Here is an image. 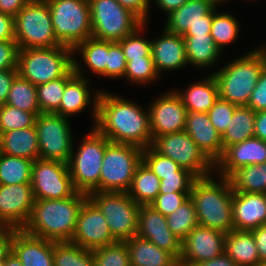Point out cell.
Here are the masks:
<instances>
[{"label": "cell", "mask_w": 266, "mask_h": 266, "mask_svg": "<svg viewBox=\"0 0 266 266\" xmlns=\"http://www.w3.org/2000/svg\"><path fill=\"white\" fill-rule=\"evenodd\" d=\"M88 198L102 212L117 241H125L137 235L140 205L128 192H91Z\"/></svg>", "instance_id": "cell-11"}, {"label": "cell", "mask_w": 266, "mask_h": 266, "mask_svg": "<svg viewBox=\"0 0 266 266\" xmlns=\"http://www.w3.org/2000/svg\"><path fill=\"white\" fill-rule=\"evenodd\" d=\"M117 242L112 236L106 218L88 198L80 209L71 243L87 250H95Z\"/></svg>", "instance_id": "cell-15"}, {"label": "cell", "mask_w": 266, "mask_h": 266, "mask_svg": "<svg viewBox=\"0 0 266 266\" xmlns=\"http://www.w3.org/2000/svg\"><path fill=\"white\" fill-rule=\"evenodd\" d=\"M226 233L197 225L181 242L179 266H195L224 252Z\"/></svg>", "instance_id": "cell-17"}, {"label": "cell", "mask_w": 266, "mask_h": 266, "mask_svg": "<svg viewBox=\"0 0 266 266\" xmlns=\"http://www.w3.org/2000/svg\"><path fill=\"white\" fill-rule=\"evenodd\" d=\"M266 44H260L212 72L219 97L237 106H247L261 71L266 66Z\"/></svg>", "instance_id": "cell-4"}, {"label": "cell", "mask_w": 266, "mask_h": 266, "mask_svg": "<svg viewBox=\"0 0 266 266\" xmlns=\"http://www.w3.org/2000/svg\"><path fill=\"white\" fill-rule=\"evenodd\" d=\"M34 201L31 184L0 185V225L23 229Z\"/></svg>", "instance_id": "cell-18"}, {"label": "cell", "mask_w": 266, "mask_h": 266, "mask_svg": "<svg viewBox=\"0 0 266 266\" xmlns=\"http://www.w3.org/2000/svg\"><path fill=\"white\" fill-rule=\"evenodd\" d=\"M213 4H215L216 6H219L225 2H228L230 0H210ZM220 4V5H219Z\"/></svg>", "instance_id": "cell-64"}, {"label": "cell", "mask_w": 266, "mask_h": 266, "mask_svg": "<svg viewBox=\"0 0 266 266\" xmlns=\"http://www.w3.org/2000/svg\"><path fill=\"white\" fill-rule=\"evenodd\" d=\"M83 139L76 149L74 144L67 164L75 189L88 195L100 183L102 159L110 141L95 127Z\"/></svg>", "instance_id": "cell-6"}, {"label": "cell", "mask_w": 266, "mask_h": 266, "mask_svg": "<svg viewBox=\"0 0 266 266\" xmlns=\"http://www.w3.org/2000/svg\"><path fill=\"white\" fill-rule=\"evenodd\" d=\"M180 90L175 92L188 112L207 113L219 98L218 85L212 73Z\"/></svg>", "instance_id": "cell-27"}, {"label": "cell", "mask_w": 266, "mask_h": 266, "mask_svg": "<svg viewBox=\"0 0 266 266\" xmlns=\"http://www.w3.org/2000/svg\"><path fill=\"white\" fill-rule=\"evenodd\" d=\"M31 185L35 200L64 199L78 192L73 185L68 164L56 160L33 161Z\"/></svg>", "instance_id": "cell-14"}, {"label": "cell", "mask_w": 266, "mask_h": 266, "mask_svg": "<svg viewBox=\"0 0 266 266\" xmlns=\"http://www.w3.org/2000/svg\"><path fill=\"white\" fill-rule=\"evenodd\" d=\"M184 131L214 164L222 157V136L212 125L208 113L188 112Z\"/></svg>", "instance_id": "cell-23"}, {"label": "cell", "mask_w": 266, "mask_h": 266, "mask_svg": "<svg viewBox=\"0 0 266 266\" xmlns=\"http://www.w3.org/2000/svg\"><path fill=\"white\" fill-rule=\"evenodd\" d=\"M33 161L0 153V185L31 184Z\"/></svg>", "instance_id": "cell-37"}, {"label": "cell", "mask_w": 266, "mask_h": 266, "mask_svg": "<svg viewBox=\"0 0 266 266\" xmlns=\"http://www.w3.org/2000/svg\"><path fill=\"white\" fill-rule=\"evenodd\" d=\"M171 232L181 241L198 225L194 203L189 197L179 208L166 216Z\"/></svg>", "instance_id": "cell-42"}, {"label": "cell", "mask_w": 266, "mask_h": 266, "mask_svg": "<svg viewBox=\"0 0 266 266\" xmlns=\"http://www.w3.org/2000/svg\"><path fill=\"white\" fill-rule=\"evenodd\" d=\"M79 54L80 58H75ZM80 59V60H79ZM83 64H82V63ZM82 64V65H81ZM108 64V40H99L89 37L73 48V69L75 74L87 78L84 67L94 75L106 78V65ZM85 65V66H83Z\"/></svg>", "instance_id": "cell-26"}, {"label": "cell", "mask_w": 266, "mask_h": 266, "mask_svg": "<svg viewBox=\"0 0 266 266\" xmlns=\"http://www.w3.org/2000/svg\"><path fill=\"white\" fill-rule=\"evenodd\" d=\"M189 197L190 192L159 194L150 206L159 211L163 216H168L172 212H175V210L179 208Z\"/></svg>", "instance_id": "cell-49"}, {"label": "cell", "mask_w": 266, "mask_h": 266, "mask_svg": "<svg viewBox=\"0 0 266 266\" xmlns=\"http://www.w3.org/2000/svg\"><path fill=\"white\" fill-rule=\"evenodd\" d=\"M147 25L148 22H144L133 33L117 41L121 45L126 61L142 59V57H152L151 39L150 37L146 39L142 34L146 30Z\"/></svg>", "instance_id": "cell-43"}, {"label": "cell", "mask_w": 266, "mask_h": 266, "mask_svg": "<svg viewBox=\"0 0 266 266\" xmlns=\"http://www.w3.org/2000/svg\"><path fill=\"white\" fill-rule=\"evenodd\" d=\"M122 6L130 9L135 13L143 22L148 21L150 15V7L152 0H117Z\"/></svg>", "instance_id": "cell-53"}, {"label": "cell", "mask_w": 266, "mask_h": 266, "mask_svg": "<svg viewBox=\"0 0 266 266\" xmlns=\"http://www.w3.org/2000/svg\"><path fill=\"white\" fill-rule=\"evenodd\" d=\"M92 37L119 41L133 33L144 22L117 0H88Z\"/></svg>", "instance_id": "cell-10"}, {"label": "cell", "mask_w": 266, "mask_h": 266, "mask_svg": "<svg viewBox=\"0 0 266 266\" xmlns=\"http://www.w3.org/2000/svg\"><path fill=\"white\" fill-rule=\"evenodd\" d=\"M87 199V194L77 192L64 199L35 200L31 215L22 230L53 242H71L80 209Z\"/></svg>", "instance_id": "cell-2"}, {"label": "cell", "mask_w": 266, "mask_h": 266, "mask_svg": "<svg viewBox=\"0 0 266 266\" xmlns=\"http://www.w3.org/2000/svg\"><path fill=\"white\" fill-rule=\"evenodd\" d=\"M159 77L152 57H142V59L127 61L123 78L127 79V82L141 86L142 84H152Z\"/></svg>", "instance_id": "cell-44"}, {"label": "cell", "mask_w": 266, "mask_h": 266, "mask_svg": "<svg viewBox=\"0 0 266 266\" xmlns=\"http://www.w3.org/2000/svg\"><path fill=\"white\" fill-rule=\"evenodd\" d=\"M94 127L111 143L145 149L153 142L149 109L105 89L99 93Z\"/></svg>", "instance_id": "cell-1"}, {"label": "cell", "mask_w": 266, "mask_h": 266, "mask_svg": "<svg viewBox=\"0 0 266 266\" xmlns=\"http://www.w3.org/2000/svg\"><path fill=\"white\" fill-rule=\"evenodd\" d=\"M218 6L212 9V26L210 35L212 36L216 47L221 51L225 52V47L229 46L238 39L240 34V22L238 18L233 16L229 12H218Z\"/></svg>", "instance_id": "cell-35"}, {"label": "cell", "mask_w": 266, "mask_h": 266, "mask_svg": "<svg viewBox=\"0 0 266 266\" xmlns=\"http://www.w3.org/2000/svg\"><path fill=\"white\" fill-rule=\"evenodd\" d=\"M224 252L239 266H260L251 231L233 229L224 239Z\"/></svg>", "instance_id": "cell-31"}, {"label": "cell", "mask_w": 266, "mask_h": 266, "mask_svg": "<svg viewBox=\"0 0 266 266\" xmlns=\"http://www.w3.org/2000/svg\"><path fill=\"white\" fill-rule=\"evenodd\" d=\"M233 228L251 231L266 224V194L234 192Z\"/></svg>", "instance_id": "cell-24"}, {"label": "cell", "mask_w": 266, "mask_h": 266, "mask_svg": "<svg viewBox=\"0 0 266 266\" xmlns=\"http://www.w3.org/2000/svg\"><path fill=\"white\" fill-rule=\"evenodd\" d=\"M54 266H95L92 250L71 242H53Z\"/></svg>", "instance_id": "cell-39"}, {"label": "cell", "mask_w": 266, "mask_h": 266, "mask_svg": "<svg viewBox=\"0 0 266 266\" xmlns=\"http://www.w3.org/2000/svg\"><path fill=\"white\" fill-rule=\"evenodd\" d=\"M0 266H4V261H0Z\"/></svg>", "instance_id": "cell-65"}, {"label": "cell", "mask_w": 266, "mask_h": 266, "mask_svg": "<svg viewBox=\"0 0 266 266\" xmlns=\"http://www.w3.org/2000/svg\"><path fill=\"white\" fill-rule=\"evenodd\" d=\"M4 266H23L20 260L11 251L4 260Z\"/></svg>", "instance_id": "cell-63"}, {"label": "cell", "mask_w": 266, "mask_h": 266, "mask_svg": "<svg viewBox=\"0 0 266 266\" xmlns=\"http://www.w3.org/2000/svg\"><path fill=\"white\" fill-rule=\"evenodd\" d=\"M30 0H0V12L15 17Z\"/></svg>", "instance_id": "cell-58"}, {"label": "cell", "mask_w": 266, "mask_h": 266, "mask_svg": "<svg viewBox=\"0 0 266 266\" xmlns=\"http://www.w3.org/2000/svg\"><path fill=\"white\" fill-rule=\"evenodd\" d=\"M228 179L234 192L266 194V163L239 168Z\"/></svg>", "instance_id": "cell-36"}, {"label": "cell", "mask_w": 266, "mask_h": 266, "mask_svg": "<svg viewBox=\"0 0 266 266\" xmlns=\"http://www.w3.org/2000/svg\"><path fill=\"white\" fill-rule=\"evenodd\" d=\"M254 136L266 141V111L255 112Z\"/></svg>", "instance_id": "cell-60"}, {"label": "cell", "mask_w": 266, "mask_h": 266, "mask_svg": "<svg viewBox=\"0 0 266 266\" xmlns=\"http://www.w3.org/2000/svg\"><path fill=\"white\" fill-rule=\"evenodd\" d=\"M254 112L266 111V66L260 73L258 82L247 104Z\"/></svg>", "instance_id": "cell-51"}, {"label": "cell", "mask_w": 266, "mask_h": 266, "mask_svg": "<svg viewBox=\"0 0 266 266\" xmlns=\"http://www.w3.org/2000/svg\"><path fill=\"white\" fill-rule=\"evenodd\" d=\"M18 51L15 40L0 41V70L17 69Z\"/></svg>", "instance_id": "cell-52"}, {"label": "cell", "mask_w": 266, "mask_h": 266, "mask_svg": "<svg viewBox=\"0 0 266 266\" xmlns=\"http://www.w3.org/2000/svg\"><path fill=\"white\" fill-rule=\"evenodd\" d=\"M72 68L71 47L60 45L18 51V74L35 86L64 77Z\"/></svg>", "instance_id": "cell-5"}, {"label": "cell", "mask_w": 266, "mask_h": 266, "mask_svg": "<svg viewBox=\"0 0 266 266\" xmlns=\"http://www.w3.org/2000/svg\"><path fill=\"white\" fill-rule=\"evenodd\" d=\"M0 153L32 161L39 159V143L35 125L0 133Z\"/></svg>", "instance_id": "cell-30"}, {"label": "cell", "mask_w": 266, "mask_h": 266, "mask_svg": "<svg viewBox=\"0 0 266 266\" xmlns=\"http://www.w3.org/2000/svg\"><path fill=\"white\" fill-rule=\"evenodd\" d=\"M95 266H131L125 241H117L93 250Z\"/></svg>", "instance_id": "cell-46"}, {"label": "cell", "mask_w": 266, "mask_h": 266, "mask_svg": "<svg viewBox=\"0 0 266 266\" xmlns=\"http://www.w3.org/2000/svg\"><path fill=\"white\" fill-rule=\"evenodd\" d=\"M74 75L72 68L64 77L36 86L41 113H55L59 109L65 85Z\"/></svg>", "instance_id": "cell-40"}, {"label": "cell", "mask_w": 266, "mask_h": 266, "mask_svg": "<svg viewBox=\"0 0 266 266\" xmlns=\"http://www.w3.org/2000/svg\"><path fill=\"white\" fill-rule=\"evenodd\" d=\"M142 161L160 180L163 176H195L172 159L158 153L152 146L143 149Z\"/></svg>", "instance_id": "cell-41"}, {"label": "cell", "mask_w": 266, "mask_h": 266, "mask_svg": "<svg viewBox=\"0 0 266 266\" xmlns=\"http://www.w3.org/2000/svg\"><path fill=\"white\" fill-rule=\"evenodd\" d=\"M266 163V141L255 136L227 147L215 163V175L228 178L235 170Z\"/></svg>", "instance_id": "cell-20"}, {"label": "cell", "mask_w": 266, "mask_h": 266, "mask_svg": "<svg viewBox=\"0 0 266 266\" xmlns=\"http://www.w3.org/2000/svg\"><path fill=\"white\" fill-rule=\"evenodd\" d=\"M57 41L72 49L92 37L88 0H45Z\"/></svg>", "instance_id": "cell-8"}, {"label": "cell", "mask_w": 266, "mask_h": 266, "mask_svg": "<svg viewBox=\"0 0 266 266\" xmlns=\"http://www.w3.org/2000/svg\"><path fill=\"white\" fill-rule=\"evenodd\" d=\"M18 49L60 46L57 41L50 7L45 0H30L14 17Z\"/></svg>", "instance_id": "cell-9"}, {"label": "cell", "mask_w": 266, "mask_h": 266, "mask_svg": "<svg viewBox=\"0 0 266 266\" xmlns=\"http://www.w3.org/2000/svg\"><path fill=\"white\" fill-rule=\"evenodd\" d=\"M162 33L159 37L151 39V55L159 76L164 71L175 72L188 65L183 36L169 32L165 28Z\"/></svg>", "instance_id": "cell-22"}, {"label": "cell", "mask_w": 266, "mask_h": 266, "mask_svg": "<svg viewBox=\"0 0 266 266\" xmlns=\"http://www.w3.org/2000/svg\"><path fill=\"white\" fill-rule=\"evenodd\" d=\"M137 235L172 254L178 261L181 257V240L167 225L166 216L150 205H140Z\"/></svg>", "instance_id": "cell-19"}, {"label": "cell", "mask_w": 266, "mask_h": 266, "mask_svg": "<svg viewBox=\"0 0 266 266\" xmlns=\"http://www.w3.org/2000/svg\"><path fill=\"white\" fill-rule=\"evenodd\" d=\"M11 251L23 266H54L53 241L17 230L12 238Z\"/></svg>", "instance_id": "cell-25"}, {"label": "cell", "mask_w": 266, "mask_h": 266, "mask_svg": "<svg viewBox=\"0 0 266 266\" xmlns=\"http://www.w3.org/2000/svg\"><path fill=\"white\" fill-rule=\"evenodd\" d=\"M210 0H188L180 8L166 16L165 29L178 35L198 22H206V15L215 7Z\"/></svg>", "instance_id": "cell-29"}, {"label": "cell", "mask_w": 266, "mask_h": 266, "mask_svg": "<svg viewBox=\"0 0 266 266\" xmlns=\"http://www.w3.org/2000/svg\"><path fill=\"white\" fill-rule=\"evenodd\" d=\"M17 75V69L0 70V105L6 103L11 85Z\"/></svg>", "instance_id": "cell-55"}, {"label": "cell", "mask_w": 266, "mask_h": 266, "mask_svg": "<svg viewBox=\"0 0 266 266\" xmlns=\"http://www.w3.org/2000/svg\"><path fill=\"white\" fill-rule=\"evenodd\" d=\"M151 146L180 167L189 170L197 178L214 174L215 164L184 130L157 136Z\"/></svg>", "instance_id": "cell-12"}, {"label": "cell", "mask_w": 266, "mask_h": 266, "mask_svg": "<svg viewBox=\"0 0 266 266\" xmlns=\"http://www.w3.org/2000/svg\"><path fill=\"white\" fill-rule=\"evenodd\" d=\"M214 176L197 178L191 187L190 198L199 225L227 234L234 229V191L228 178L218 176L214 179Z\"/></svg>", "instance_id": "cell-3"}, {"label": "cell", "mask_w": 266, "mask_h": 266, "mask_svg": "<svg viewBox=\"0 0 266 266\" xmlns=\"http://www.w3.org/2000/svg\"><path fill=\"white\" fill-rule=\"evenodd\" d=\"M195 266H239L237 265L225 252L221 255L211 259L199 263Z\"/></svg>", "instance_id": "cell-62"}, {"label": "cell", "mask_w": 266, "mask_h": 266, "mask_svg": "<svg viewBox=\"0 0 266 266\" xmlns=\"http://www.w3.org/2000/svg\"><path fill=\"white\" fill-rule=\"evenodd\" d=\"M183 38L190 66L207 70L220 60L222 53L216 47L211 35H183Z\"/></svg>", "instance_id": "cell-32"}, {"label": "cell", "mask_w": 266, "mask_h": 266, "mask_svg": "<svg viewBox=\"0 0 266 266\" xmlns=\"http://www.w3.org/2000/svg\"><path fill=\"white\" fill-rule=\"evenodd\" d=\"M188 0H152V4L155 2L158 6L159 10L165 13V15H169L171 12L180 8L184 3Z\"/></svg>", "instance_id": "cell-61"}, {"label": "cell", "mask_w": 266, "mask_h": 266, "mask_svg": "<svg viewBox=\"0 0 266 266\" xmlns=\"http://www.w3.org/2000/svg\"><path fill=\"white\" fill-rule=\"evenodd\" d=\"M15 40L14 18L0 12V41Z\"/></svg>", "instance_id": "cell-57"}, {"label": "cell", "mask_w": 266, "mask_h": 266, "mask_svg": "<svg viewBox=\"0 0 266 266\" xmlns=\"http://www.w3.org/2000/svg\"><path fill=\"white\" fill-rule=\"evenodd\" d=\"M25 112L41 114L37 101V88L19 74L14 78L6 103Z\"/></svg>", "instance_id": "cell-38"}, {"label": "cell", "mask_w": 266, "mask_h": 266, "mask_svg": "<svg viewBox=\"0 0 266 266\" xmlns=\"http://www.w3.org/2000/svg\"><path fill=\"white\" fill-rule=\"evenodd\" d=\"M131 266H179V261L147 239L135 235L125 240Z\"/></svg>", "instance_id": "cell-28"}, {"label": "cell", "mask_w": 266, "mask_h": 266, "mask_svg": "<svg viewBox=\"0 0 266 266\" xmlns=\"http://www.w3.org/2000/svg\"><path fill=\"white\" fill-rule=\"evenodd\" d=\"M212 26V10L206 15V22H198L191 26L184 35H210Z\"/></svg>", "instance_id": "cell-59"}, {"label": "cell", "mask_w": 266, "mask_h": 266, "mask_svg": "<svg viewBox=\"0 0 266 266\" xmlns=\"http://www.w3.org/2000/svg\"><path fill=\"white\" fill-rule=\"evenodd\" d=\"M196 176H163L160 180L159 194H169L174 192H191Z\"/></svg>", "instance_id": "cell-50"}, {"label": "cell", "mask_w": 266, "mask_h": 266, "mask_svg": "<svg viewBox=\"0 0 266 266\" xmlns=\"http://www.w3.org/2000/svg\"><path fill=\"white\" fill-rule=\"evenodd\" d=\"M259 254L260 266L266 263V224L251 230Z\"/></svg>", "instance_id": "cell-56"}, {"label": "cell", "mask_w": 266, "mask_h": 266, "mask_svg": "<svg viewBox=\"0 0 266 266\" xmlns=\"http://www.w3.org/2000/svg\"><path fill=\"white\" fill-rule=\"evenodd\" d=\"M255 112L248 106H237L226 131L221 135L223 151L254 136Z\"/></svg>", "instance_id": "cell-33"}, {"label": "cell", "mask_w": 266, "mask_h": 266, "mask_svg": "<svg viewBox=\"0 0 266 266\" xmlns=\"http://www.w3.org/2000/svg\"><path fill=\"white\" fill-rule=\"evenodd\" d=\"M236 107L237 105L219 97L207 112L212 125L221 135L226 131Z\"/></svg>", "instance_id": "cell-47"}, {"label": "cell", "mask_w": 266, "mask_h": 266, "mask_svg": "<svg viewBox=\"0 0 266 266\" xmlns=\"http://www.w3.org/2000/svg\"><path fill=\"white\" fill-rule=\"evenodd\" d=\"M36 115L8 104L0 105V133L35 125Z\"/></svg>", "instance_id": "cell-45"}, {"label": "cell", "mask_w": 266, "mask_h": 266, "mask_svg": "<svg viewBox=\"0 0 266 266\" xmlns=\"http://www.w3.org/2000/svg\"><path fill=\"white\" fill-rule=\"evenodd\" d=\"M35 129L39 159L68 163L75 141L68 118L56 113H41L36 116Z\"/></svg>", "instance_id": "cell-13"}, {"label": "cell", "mask_w": 266, "mask_h": 266, "mask_svg": "<svg viewBox=\"0 0 266 266\" xmlns=\"http://www.w3.org/2000/svg\"><path fill=\"white\" fill-rule=\"evenodd\" d=\"M142 151L134 145L110 142L102 159L100 183L92 192H128Z\"/></svg>", "instance_id": "cell-7"}, {"label": "cell", "mask_w": 266, "mask_h": 266, "mask_svg": "<svg viewBox=\"0 0 266 266\" xmlns=\"http://www.w3.org/2000/svg\"><path fill=\"white\" fill-rule=\"evenodd\" d=\"M160 179L142 161L136 168L129 196L138 205H150L159 195Z\"/></svg>", "instance_id": "cell-34"}, {"label": "cell", "mask_w": 266, "mask_h": 266, "mask_svg": "<svg viewBox=\"0 0 266 266\" xmlns=\"http://www.w3.org/2000/svg\"><path fill=\"white\" fill-rule=\"evenodd\" d=\"M89 81V77L85 78L75 74L66 83L60 107L55 113L69 119L71 116L81 114L87 110L88 106L91 107L92 105L90 109L94 120L92 127H94L97 120L98 97L101 90L92 91L89 87L91 83Z\"/></svg>", "instance_id": "cell-21"}, {"label": "cell", "mask_w": 266, "mask_h": 266, "mask_svg": "<svg viewBox=\"0 0 266 266\" xmlns=\"http://www.w3.org/2000/svg\"><path fill=\"white\" fill-rule=\"evenodd\" d=\"M126 58L121 45L117 41L108 40V64L106 65V77L121 79L126 69Z\"/></svg>", "instance_id": "cell-48"}, {"label": "cell", "mask_w": 266, "mask_h": 266, "mask_svg": "<svg viewBox=\"0 0 266 266\" xmlns=\"http://www.w3.org/2000/svg\"><path fill=\"white\" fill-rule=\"evenodd\" d=\"M17 230L11 226L0 225V261H4L11 252L12 238Z\"/></svg>", "instance_id": "cell-54"}, {"label": "cell", "mask_w": 266, "mask_h": 266, "mask_svg": "<svg viewBox=\"0 0 266 266\" xmlns=\"http://www.w3.org/2000/svg\"><path fill=\"white\" fill-rule=\"evenodd\" d=\"M155 97L149 103L151 136L180 132L185 129L188 111L175 90Z\"/></svg>", "instance_id": "cell-16"}]
</instances>
